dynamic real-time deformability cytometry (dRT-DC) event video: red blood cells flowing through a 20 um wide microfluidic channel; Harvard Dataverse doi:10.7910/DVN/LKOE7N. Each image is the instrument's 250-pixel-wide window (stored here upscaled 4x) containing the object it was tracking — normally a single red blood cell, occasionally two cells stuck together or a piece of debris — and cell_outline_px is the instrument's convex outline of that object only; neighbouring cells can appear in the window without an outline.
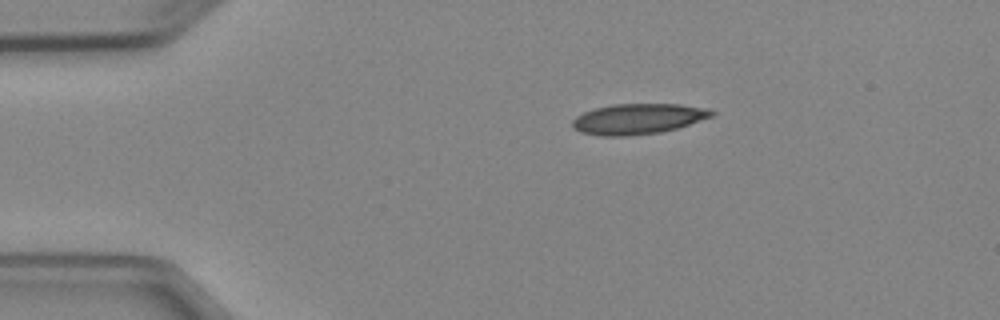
{"species": "Egyptian fruit bat (a non-hibernating species)", "species_latin": "Rousettus aegyptiacus", "temperature_condition": "cold", "stored_images_in_passage": 3, "camera_frame_rate_fps": 3000, "um_per_image_px": 0.085, "animal": {"sex": "female"}, "frame": {"image": 1, "passage_image": 1, "time_ms": 0.0, "image_size_px": [1000, 320], "cell_outline_px": [[716, 112], [712, 116], [676, 128], [660, 132], [628, 136], [600, 136], [580, 132], [572, 128], [572, 120], [576, 116], [584, 112], [596, 108], [612, 104], [680, 104], [708, 108]], "centroid_in_image_um": [54.2, 10.1], "position_along_channel_um": 30.8, "area_um2": 24.74}}
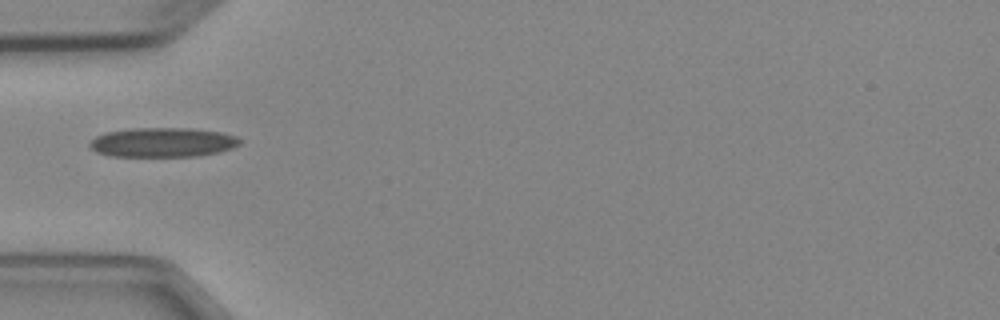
{"frame": {"image": 2, "passage_image": 3, "time_ms": 2.333, "image_size_px": [1000, 320], "cell_outline_px": [[240, 144], [232, 148], [220, 152], [196, 156], [112, 156], [96, 152], [88, 144], [96, 136], [104, 132], [128, 128], [188, 128], [220, 132], [236, 136], [240, 140]], "centroid_in_image_um": [13.81, 12.09], "position_along_channel_um": 71.2, "area_um2": 25.78}}